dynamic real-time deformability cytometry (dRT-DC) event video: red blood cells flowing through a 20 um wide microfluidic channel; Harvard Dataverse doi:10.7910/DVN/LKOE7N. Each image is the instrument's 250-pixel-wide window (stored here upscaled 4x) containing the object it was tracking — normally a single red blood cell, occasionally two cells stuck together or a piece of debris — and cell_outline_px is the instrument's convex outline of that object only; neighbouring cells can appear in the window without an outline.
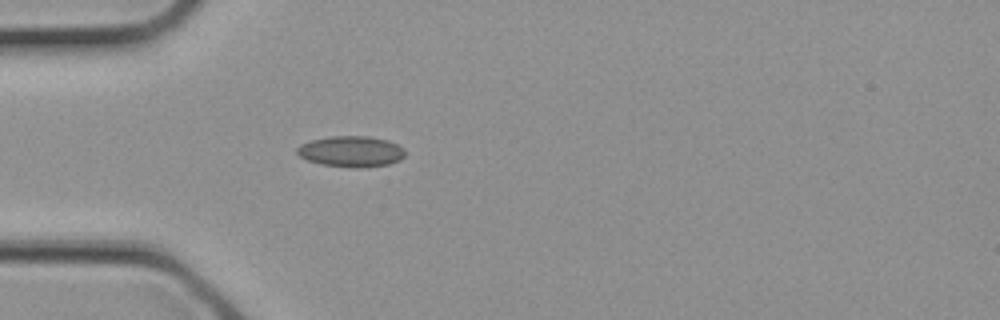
{"species": "common noctule bat (a hibernating species)", "species_latin": "Nyctalus noctula", "temperature_condition": "cold", "stored_images_in_passage": 2, "camera_frame_rate_fps": 3000, "um_per_image_px": 0.085, "animal": {"sex": "female", "body_mass_g": 21.9}, "frame": {"image": 1, "passage_image": 2, "time_ms": 0.333, "image_size_px": [1000, 320], "cell_outline_px": [[404, 156], [400, 160], [388, 164], [360, 168], [356, 168], [320, 164], [308, 160], [300, 156], [296, 152], [296, 148], [300, 144], [312, 140], [332, 136], [368, 136], [388, 140], [404, 148]], "centroid_in_image_um": [29.84, 12.87], "position_along_channel_um": 55.2, "area_um2": 19.42}}